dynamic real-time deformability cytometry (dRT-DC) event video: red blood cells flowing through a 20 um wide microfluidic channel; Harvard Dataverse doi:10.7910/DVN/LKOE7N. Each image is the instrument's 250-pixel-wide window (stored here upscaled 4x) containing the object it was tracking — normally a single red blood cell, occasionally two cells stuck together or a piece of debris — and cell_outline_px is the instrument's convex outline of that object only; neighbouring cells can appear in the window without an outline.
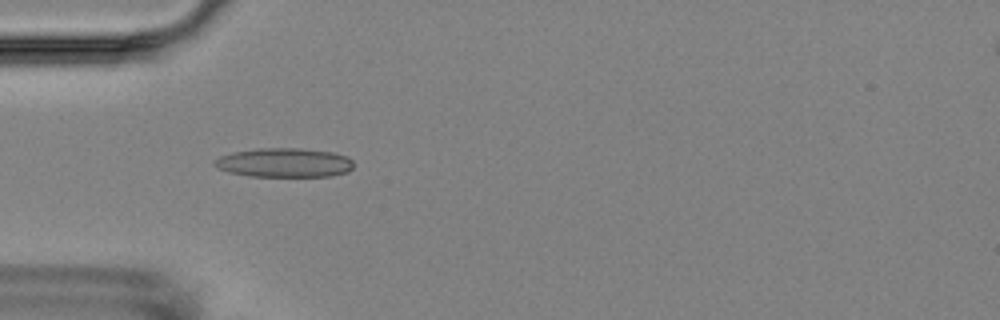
{"species": "Egyptian fruit bat (a non-hibernating species)", "species_latin": "Rousettus aegyptiacus", "temperature_condition": "room temperature", "stored_images_in_passage": 9, "camera_frame_rate_fps": 3000, "um_per_image_px": 0.085, "animal": {"sex": "female"}, "frame": {"image": 1, "passage_image": 4, "time_ms": 4.333, "image_size_px": [1000, 320], "cell_outline_px": [[352, 168], [348, 172], [332, 176], [248, 176], [228, 172], [212, 164], [212, 160], [220, 156], [232, 152], [256, 148], [300, 148], [332, 152], [348, 156], [352, 160]], "centroid_in_image_um": [24.15, 13.82], "position_along_channel_um": 60.9, "area_um2": 23.81}}
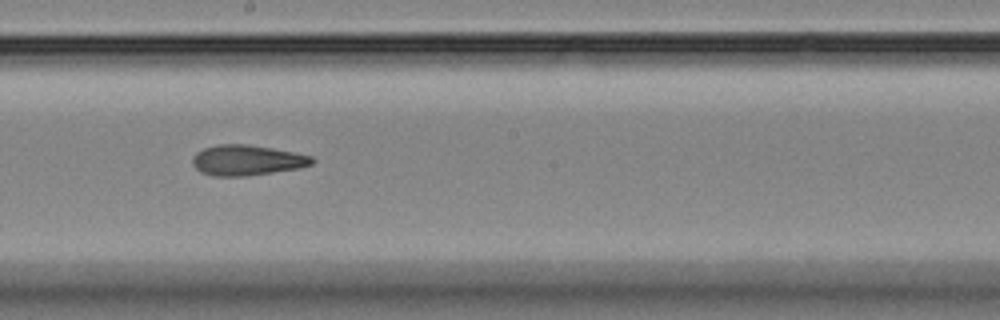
{"frame": {"image": 2, "passage_image": 8, "time_ms": 9.0, "image_size_px": [1000, 320], "cell_outline_px": [[316, 160], [312, 164], [300, 168], [248, 176], [212, 176], [200, 172], [192, 164], [192, 156], [196, 152], [204, 148], [220, 144], [248, 144], [272, 148], [312, 156]], "centroid_in_image_um": [20.98, 13.62], "position_along_channel_um": 227.2, "area_um2": 21.33}}
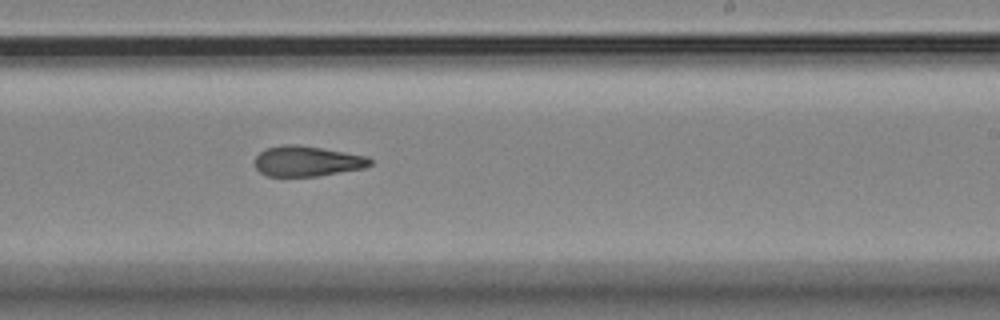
{"frame": {"image": 3, "passage_image": 9, "time_ms": 10.0, "image_size_px": [1000, 320], "cell_outline_px": [[372, 164], [364, 168], [316, 176], [268, 176], [260, 172], [256, 168], [256, 156], [260, 152], [268, 148], [284, 144], [300, 144], [368, 156], [372, 160]], "centroid_in_image_um": [26.13, 13.69], "position_along_channel_um": 262.9, "area_um2": 20.35}}